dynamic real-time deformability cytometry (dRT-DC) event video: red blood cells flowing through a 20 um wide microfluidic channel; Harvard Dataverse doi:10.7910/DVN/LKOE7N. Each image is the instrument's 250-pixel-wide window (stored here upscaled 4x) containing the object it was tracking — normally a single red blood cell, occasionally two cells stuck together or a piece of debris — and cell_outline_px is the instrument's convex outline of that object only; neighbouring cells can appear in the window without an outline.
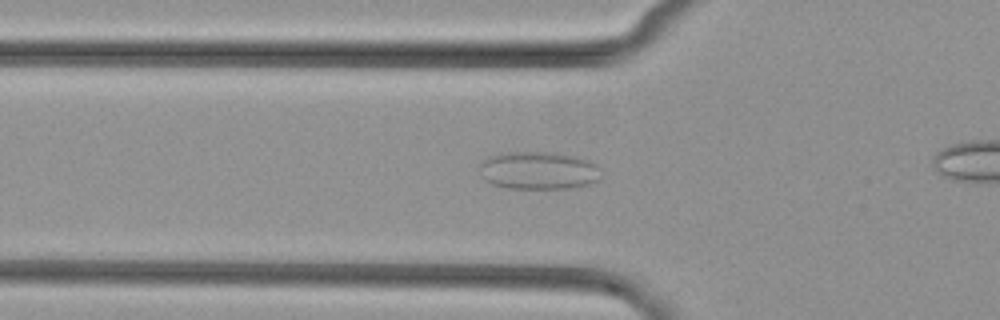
{"species": "common noctule bat (a hibernating species)", "species_latin": "Nyctalus noctula", "temperature_condition": "cold", "stored_images_in_passage": 44, "segment_of_instrument_passage": [1, 2], "camera_frame_rate_fps": 3000, "um_per_image_px": 0.085, "animal": {"sex": "female", "body_mass_g": 29.2, "forearm_length_mm": 56.3}, "frame": {"image": 1, "passage_image": 19, "time_ms": 6.0, "image_size_px": [1000, 320], "cell_outline_px": [[600, 176], [596, 180], [588, 184], [572, 188], [508, 188], [492, 184], [484, 180], [480, 168], [480, 164], [488, 156], [500, 152], [556, 152], [576, 156], [592, 160], [596, 164]], "centroid_in_image_um": [45.76, 14.47], "position_along_channel_um": 80.0, "area_um2": 26.93}}
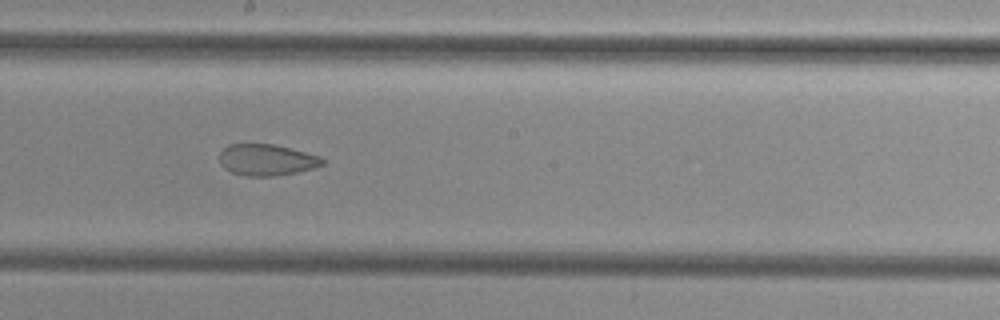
{"frame": {"image": 2, "passage_image": 30, "time_ms": 9.667, "image_size_px": [1000, 320], "cell_outline_px": [[324, 164], [312, 168], [296, 172], [272, 176], [244, 176], [232, 172], [224, 168], [220, 164], [220, 152], [228, 144], [272, 144], [320, 156], [324, 160]], "centroid_in_image_um": [22.63, 13.59], "position_along_channel_um": 225.6, "area_um2": 18.61}}
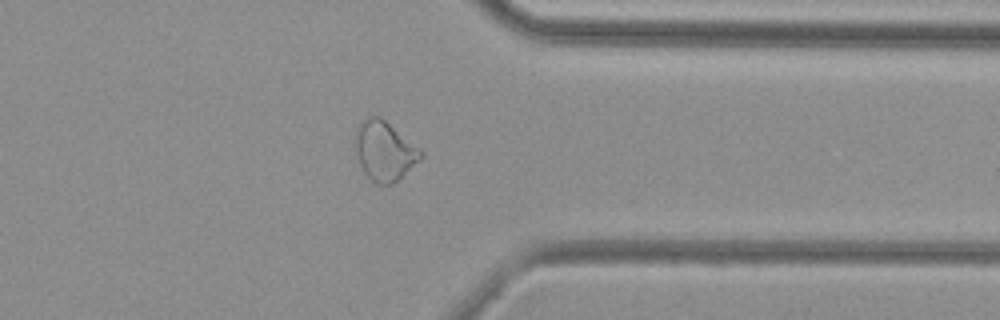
{"frame": {"image": 3, "passage_image": 42, "time_ms": 13.667, "image_size_px": [1000, 320], "cell_outline_px": [[424, 156], [420, 160], [392, 184], [376, 184], [364, 172], [360, 164], [356, 152], [356, 128], [368, 116], [380, 116], [424, 152]], "centroid_in_image_um": [32.69, 12.82], "position_along_channel_um": 378.7, "area_um2": 22.25}}